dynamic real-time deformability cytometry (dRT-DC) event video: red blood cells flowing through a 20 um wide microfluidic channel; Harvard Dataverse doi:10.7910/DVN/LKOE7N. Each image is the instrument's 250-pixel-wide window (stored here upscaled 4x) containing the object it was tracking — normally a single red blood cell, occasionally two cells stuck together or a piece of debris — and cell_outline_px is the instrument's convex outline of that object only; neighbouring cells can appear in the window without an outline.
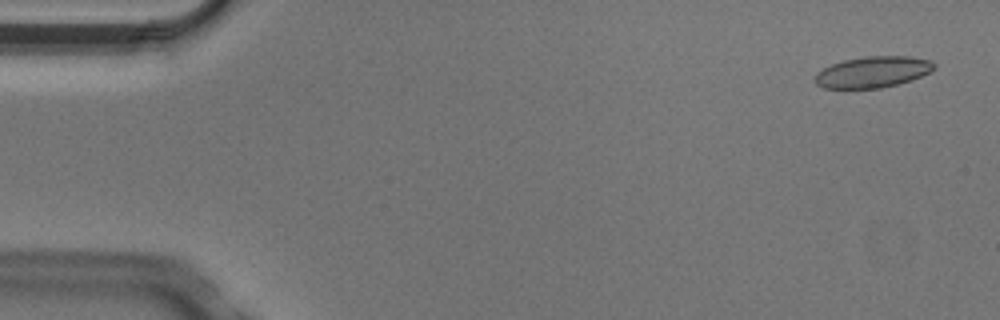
{"species": "Egyptian fruit bat (a non-hibernating species)", "species_latin": "Rousettus aegyptiacus", "temperature_condition": "cold", "stored_images_in_passage": 5, "camera_frame_rate_fps": 3000, "um_per_image_px": 0.085, "animal": {"sex": "male"}, "frame": {"image": 1, "passage_image": 1, "time_ms": 0.0, "image_size_px": [1000, 320], "cell_outline_px": [[936, 64], [932, 72], [896, 84], [880, 88], [824, 88], [816, 84], [812, 80], [816, 72], [832, 64], [844, 60], [864, 56], [908, 56], [932, 60]], "centroid_in_image_um": [74.17, 6.11], "position_along_channel_um": 10.8, "area_um2": 21.68}}
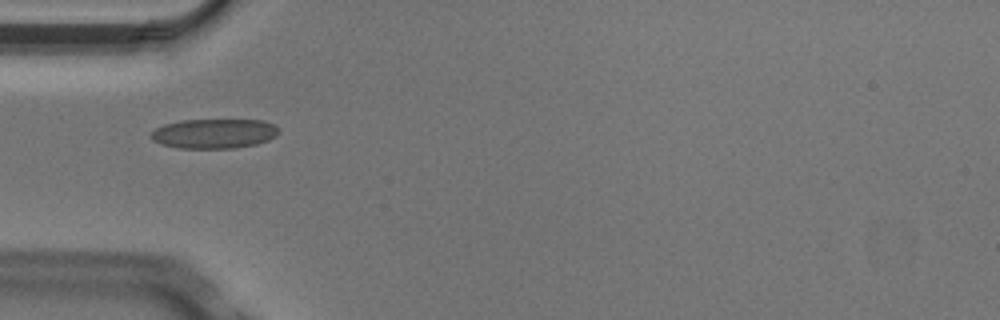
{"frame": {"image": 2, "passage_image": 4, "time_ms": 1.0, "image_size_px": [1000, 320], "cell_outline_px": [[280, 132], [276, 136], [268, 140], [256, 144], [232, 148], [180, 148], [160, 144], [152, 140], [152, 132], [156, 128], [164, 124], [184, 120], [264, 120], [280, 128]], "centroid_in_image_um": [18.23, 11.35], "position_along_channel_um": 66.8, "area_um2": 22.02}}